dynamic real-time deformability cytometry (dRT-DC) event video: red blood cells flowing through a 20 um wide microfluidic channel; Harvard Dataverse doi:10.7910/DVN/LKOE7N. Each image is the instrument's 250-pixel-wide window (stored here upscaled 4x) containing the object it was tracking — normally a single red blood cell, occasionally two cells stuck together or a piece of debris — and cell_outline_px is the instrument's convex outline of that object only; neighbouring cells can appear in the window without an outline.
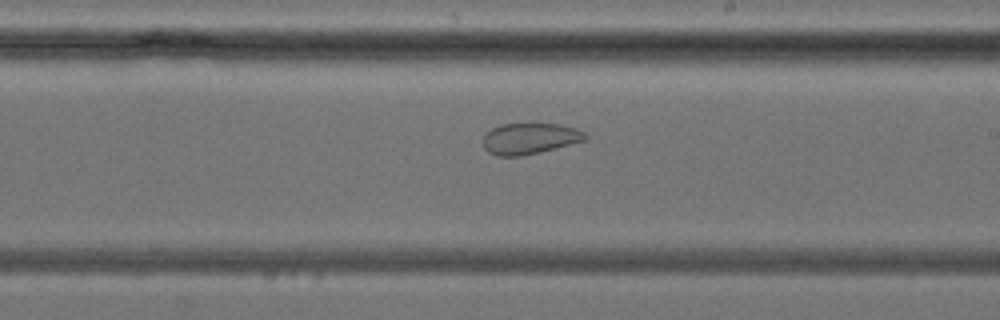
{"species": "common noctule bat (a hibernating species)", "species_latin": "Nyctalus noctula", "temperature_condition": "cold", "stored_images_in_passage": 39, "camera_frame_rate_fps": 3000, "um_per_image_px": 0.085, "animal": {"sex": "female", "body_mass_g": 24.6, "forearm_length_mm": 56.2}, "frame": {"image": 1, "passage_image": 23, "time_ms": 7.333, "image_size_px": [1000, 320], "cell_outline_px": [[588, 140], [540, 152], [520, 156], [496, 156], [488, 152], [484, 148], [484, 136], [492, 128], [500, 124], [560, 124], [576, 128], [584, 132], [588, 136]], "centroid_in_image_um": [45.06, 11.78], "position_along_channel_um": 243.9, "area_um2": 18.55}}